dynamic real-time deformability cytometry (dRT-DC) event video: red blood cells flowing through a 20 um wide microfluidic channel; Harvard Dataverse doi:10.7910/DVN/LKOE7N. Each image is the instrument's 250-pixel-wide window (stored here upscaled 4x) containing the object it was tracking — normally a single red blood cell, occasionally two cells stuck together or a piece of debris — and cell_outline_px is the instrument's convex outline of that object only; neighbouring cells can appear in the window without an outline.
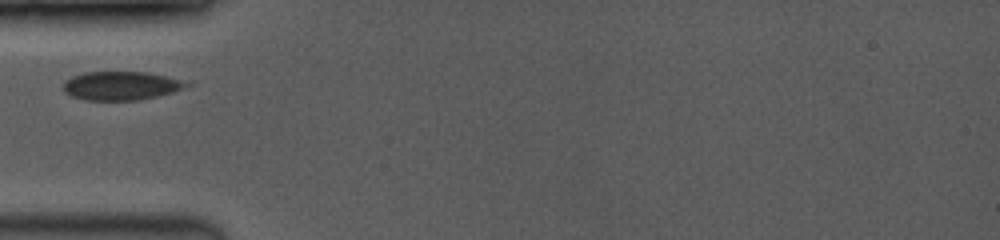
{"species": "common noctule bat (a hibernating species)", "species_latin": "Nyctalus noctula", "temperature_condition": "room temperature", "stored_images_in_passage": 21, "camera_frame_rate_fps": 3500, "um_per_image_px": 0.085, "animal": {"sex": "female", "body_mass_g": 19.0, "forearm_length_mm": 53.3}, "frame": {"image": 1, "passage_image": 1, "time_ms": 0.0, "image_size_px": [1000, 240], "cell_outline_px": [[192, 84], [172, 92], [156, 96], [136, 100], [84, 100], [72, 96], [64, 92], [64, 80], [72, 76], [84, 72], [148, 72], [192, 80]], "centroid_in_image_um": [10.35, 7.27], "position_along_channel_um": 74.6, "area_um2": 20.87}}
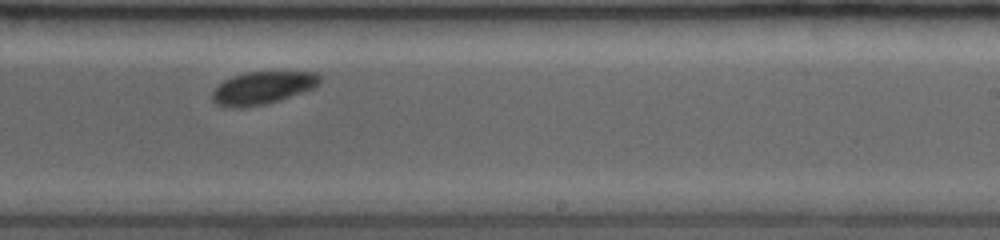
{"frame": {"image": 2, "passage_image": 12, "time_ms": 4.857, "image_size_px": [1000, 240], "cell_outline_px": [[320, 84], [312, 88], [280, 100], [264, 104], [240, 108], [228, 108], [216, 104], [212, 100], [212, 88], [224, 80], [232, 76], [244, 72], [316, 72], [320, 76]], "centroid_in_image_um": [22.25, 7.47], "position_along_channel_um": 266.7, "area_um2": 20.58}}
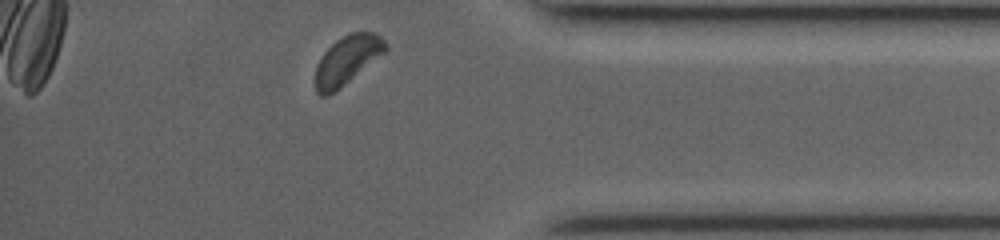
{"frame": {"image": 3, "passage_image": 21, "time_ms": 8.571, "image_size_px": [1000, 240], "cell_outline_px": [[388, 48], [384, 52], [340, 88], [328, 96], [320, 96], [316, 92], [316, 64], [324, 52], [336, 40], [352, 32], [376, 32], [384, 40]], "centroid_in_image_um": [29.49, 5.11], "position_along_channel_um": 405.7, "area_um2": 19.54}}